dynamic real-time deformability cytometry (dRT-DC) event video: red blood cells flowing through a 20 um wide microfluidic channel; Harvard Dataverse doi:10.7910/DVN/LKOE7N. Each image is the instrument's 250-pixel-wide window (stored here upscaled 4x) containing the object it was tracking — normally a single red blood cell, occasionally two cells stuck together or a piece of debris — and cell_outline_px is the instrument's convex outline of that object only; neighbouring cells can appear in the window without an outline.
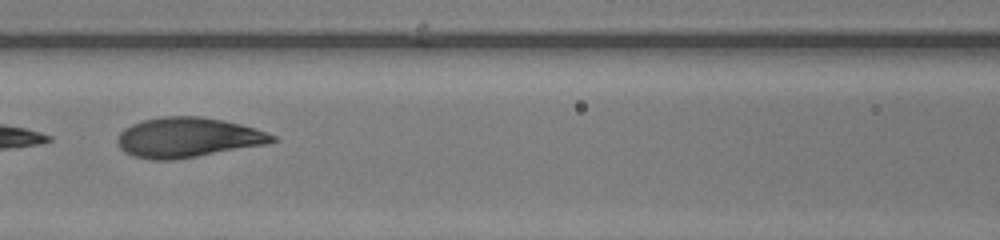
{"species": "human", "species_latin": "Homo sapiens", "temperature_condition": "warm", "stored_images_in_passage": 48, "camera_frame_rate_fps": 3000, "um_per_image_px": 0.085, "donor": {"sex": "female"}, "frame": {"image": 1, "passage_image": 21, "time_ms": 6.667, "image_size_px": [1000, 240], "cell_outline_px": [[280, 140], [264, 144], [176, 160], [152, 160], [132, 156], [124, 152], [116, 144], [116, 140], [120, 132], [124, 128], [132, 124], [144, 120], [160, 116], [200, 116], [224, 120], [256, 128], [276, 136]], "centroid_in_image_um": [15.93, 11.69], "position_along_channel_um": 150.7, "area_um2": 36.18}}
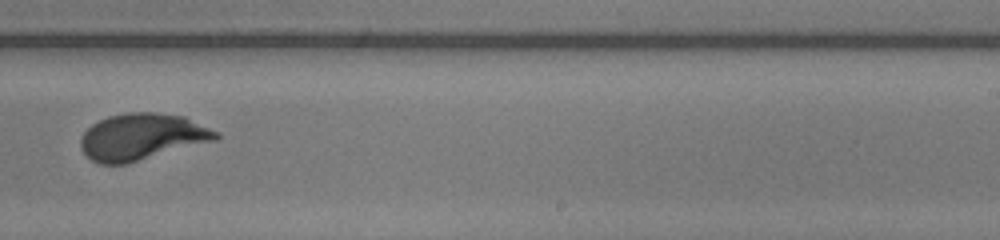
{"frame": {"image": 2, "passage_image": 30, "time_ms": 9.667, "image_size_px": [1000, 240], "cell_outline_px": [[220, 136], [216, 140], [128, 164], [100, 164], [92, 160], [80, 148], [80, 140], [84, 132], [92, 124], [108, 116], [128, 112], [156, 112], [184, 116], [220, 132]], "centroid_in_image_um": [12.08, 11.63], "position_along_channel_um": 276.9, "area_um2": 36.88}}
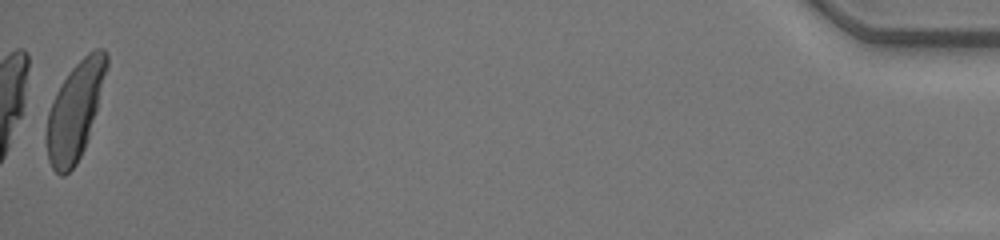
{"frame": {"image": 3, "passage_image": 48, "time_ms": 15.667, "image_size_px": [1000, 240], "cell_outline_px": [[108, 64], [96, 112], [84, 148], [76, 164], [64, 176], [60, 176], [52, 168], [48, 160], [48, 112], [52, 100], [56, 92], [68, 72], [88, 52], [96, 48], [104, 48], [108, 56]], "centroid_in_image_um": [6.39, 9.39], "position_along_channel_um": 428.8, "area_um2": 33.35}, "authors_computed_cell_mechanics": {"area_um2": 36.5007, "velocity_mm_per_s": 4.2255, "shape_relaxation_time_tau1_ms": 2.9059, "shape_relaxation_time_tau2_ms": null, "deformation_change_tau1": 0.1857, "deformation_change_tau2": null}}